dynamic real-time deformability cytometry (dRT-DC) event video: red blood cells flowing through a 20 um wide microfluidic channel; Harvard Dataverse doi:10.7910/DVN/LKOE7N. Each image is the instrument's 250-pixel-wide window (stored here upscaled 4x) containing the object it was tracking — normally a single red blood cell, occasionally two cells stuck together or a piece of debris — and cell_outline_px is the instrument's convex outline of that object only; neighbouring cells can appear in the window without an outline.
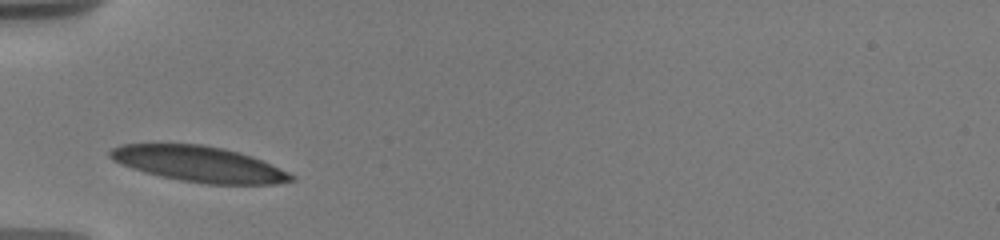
{"species": "human", "species_latin": "Homo sapiens", "temperature_condition": "warm", "stored_images_in_passage": 26, "camera_frame_rate_fps": 3000, "um_per_image_px": 0.085, "donor": {"sex": "male"}, "frame": {"image": 1, "passage_image": 1, "time_ms": 0.0, "image_size_px": [1000, 240], "cell_outline_px": [[296, 180], [272, 184], [208, 184], [180, 180], [144, 172], [120, 164], [112, 160], [108, 156], [108, 152], [112, 148], [120, 144], [200, 144], [224, 148], [240, 152], [252, 156], [288, 172], [296, 176]], "centroid_in_image_um": [16.9, 13.94], "position_along_channel_um": 68.1, "area_um2": 37.57}}
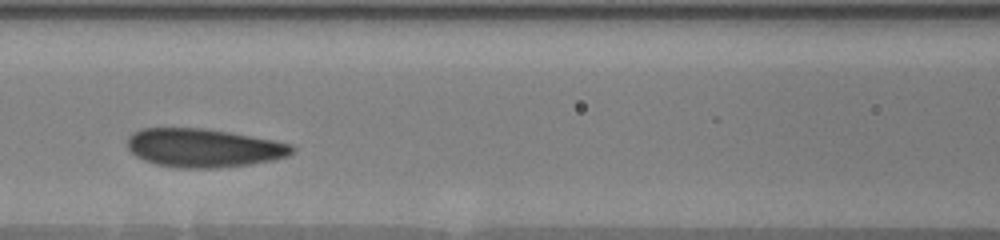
{"frame": {"image": 2, "passage_image": 6, "time_ms": 2.333, "image_size_px": [1000, 240], "cell_outline_px": [[296, 148], [288, 156], [272, 160], [252, 164], [216, 168], [176, 168], [156, 164], [144, 160], [136, 156], [128, 148], [128, 136], [132, 132], [144, 128], [200, 128], [228, 132], [272, 140], [292, 144]], "centroid_in_image_um": [17.29, 12.58], "position_along_channel_um": 149.3, "area_um2": 36.93}}
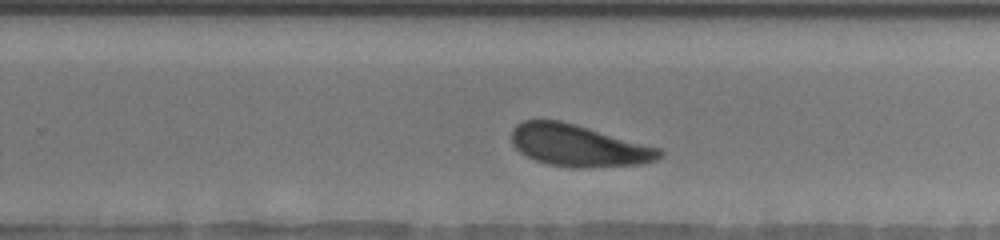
{"frame": {"image": 3, "passage_image": 15, "time_ms": 6.0, "image_size_px": [1000, 240], "cell_outline_px": [[664, 152], [656, 160], [644, 164], [584, 168], [572, 168], [548, 164], [524, 156], [512, 144], [512, 128], [516, 124], [524, 120], [560, 120], [576, 124], [660, 148]], "centroid_in_image_um": [49.16, 12.38], "position_along_channel_um": 280.6, "area_um2": 36.24}, "authors_computed_cell_mechanics": {"area_um2": 37.1076, "velocity_mm_per_s": 3.5947, "shape_relaxation_time_tau1_ms": 2.0396, "shape_relaxation_time_tau2_ms": null, "deformation_change_tau1": 0.1035, "deformation_change_tau2": null}}